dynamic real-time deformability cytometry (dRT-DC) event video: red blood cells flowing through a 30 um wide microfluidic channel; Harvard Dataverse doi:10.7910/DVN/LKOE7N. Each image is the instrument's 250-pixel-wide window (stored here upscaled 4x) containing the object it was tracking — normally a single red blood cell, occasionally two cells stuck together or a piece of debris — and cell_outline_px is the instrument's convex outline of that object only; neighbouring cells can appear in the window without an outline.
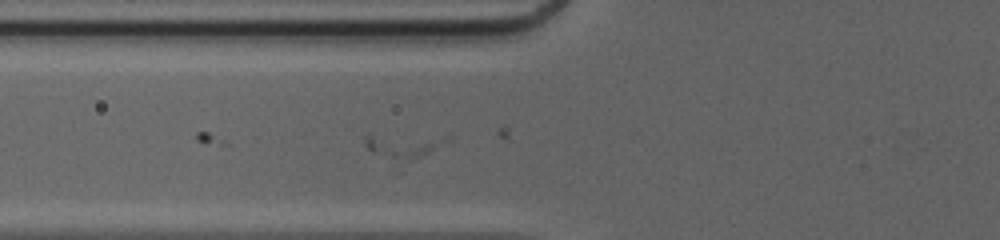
{"species": "common noctule bat (a hibernating species)", "species_latin": "Nyctalus noctula", "temperature_condition": "cold", "stored_images_in_passage": 13, "camera_frame_rate_fps": 3000, "um_per_image_px": 0.085, "animal": {"sex": "female", "body_mass_g": 20.0, "forearm_length_mm": 54.0}, "frame": {"image": 1, "passage_image": 10, "time_ms": 3.0, "image_size_px": [1000, 240], "cell_outline_px": [[452, 136], [448, 140], [428, 152], [416, 156], [392, 156], [372, 152], [364, 144], [364, 136], [368, 132]], "centroid_in_image_um": [34.22, 12.2], "position_along_channel_um": 91.6, "area_um2": 11.1}}